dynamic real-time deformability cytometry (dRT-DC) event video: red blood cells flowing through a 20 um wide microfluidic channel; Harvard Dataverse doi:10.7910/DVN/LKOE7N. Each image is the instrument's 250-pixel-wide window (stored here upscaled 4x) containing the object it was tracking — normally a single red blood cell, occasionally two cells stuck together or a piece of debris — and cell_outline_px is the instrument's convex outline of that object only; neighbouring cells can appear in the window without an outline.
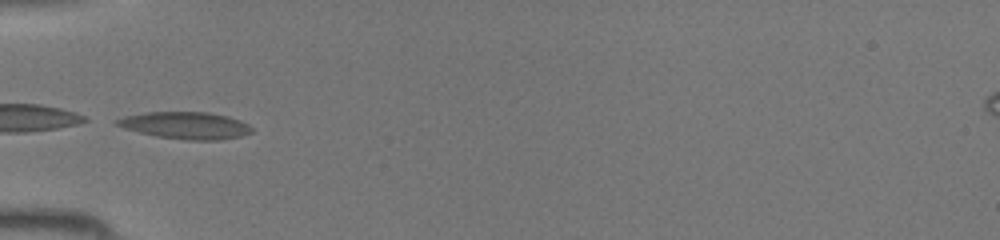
{"species": "common noctule bat (a hibernating species)", "species_latin": "Nyctalus noctula", "temperature_condition": "room temperature", "stored_images_in_passage": 30, "camera_frame_rate_fps": 3000, "um_per_image_px": 0.085, "animal": {"sex": "female", "body_mass_g": 19.5, "forearm_length_mm": 54.1}, "frame": {"image": 1, "passage_image": 1, "time_ms": 0.0, "image_size_px": [1000, 240], "cell_outline_px": [[252, 132], [240, 136], [220, 140], [184, 140], [156, 136], [124, 128], [116, 124], [112, 120], [124, 116], [148, 112], [208, 112], [228, 116], [248, 124], [252, 128]], "centroid_in_image_um": [15.76, 10.66], "position_along_channel_um": 69.2, "area_um2": 21.21}}
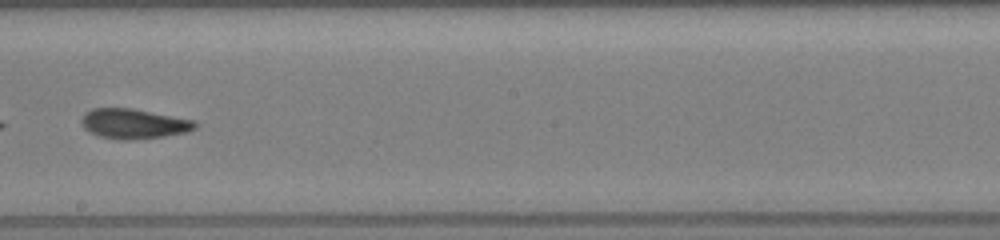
{"frame": {"image": 2, "passage_image": 12, "time_ms": 3.667, "image_size_px": [1000, 240], "cell_outline_px": [[196, 128], [188, 132], [164, 136], [128, 140], [120, 140], [100, 136], [84, 128], [80, 120], [84, 112], [92, 108], [132, 108], [192, 120], [196, 124]], "centroid_in_image_um": [11.33, 10.51], "position_along_channel_um": 236.9, "area_um2": 19.65}}
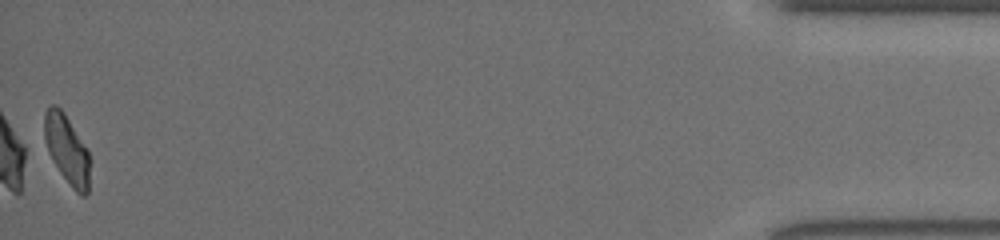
{"frame": {"image": 3, "passage_image": 30, "time_ms": 9.667, "image_size_px": [1000, 240], "cell_outline_px": [[88, 192], [84, 196], [80, 196], [72, 188], [60, 172], [52, 160], [48, 152], [44, 136], [44, 112], [52, 104], [56, 104], [64, 112], [88, 148]], "centroid_in_image_um": [5.67, 12.67], "position_along_channel_um": 429.5, "area_um2": 18.21}}